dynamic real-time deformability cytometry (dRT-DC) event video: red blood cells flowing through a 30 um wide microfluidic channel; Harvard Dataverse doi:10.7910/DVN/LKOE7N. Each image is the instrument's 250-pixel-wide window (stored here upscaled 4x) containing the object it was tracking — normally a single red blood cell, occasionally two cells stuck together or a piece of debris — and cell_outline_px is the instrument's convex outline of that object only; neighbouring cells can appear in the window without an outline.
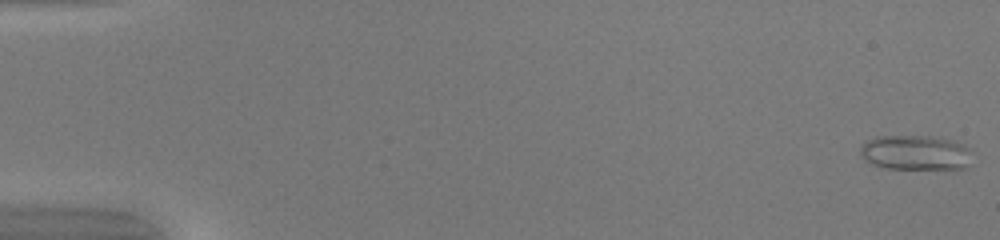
{"species": "common noctule bat (a hibernating species)", "species_latin": "Nyctalus noctula", "temperature_condition": "warm", "stored_images_in_passage": 50, "camera_frame_rate_fps": 3000, "um_per_image_px": 0.085, "animal": {"sex": "female", "body_mass_g": 20.0, "forearm_length_mm": 54.0}, "frame": {"image": 1, "passage_image": 1, "time_ms": 0.0, "image_size_px": [1000, 240], "cell_outline_px": [[972, 152], [964, 168], [884, 168], [872, 164], [860, 156], [860, 148], [864, 140], [876, 136], [940, 136], [964, 144], [972, 148]], "centroid_in_image_um": [77.79, 12.94], "position_along_channel_um": 7.2, "area_um2": 22.89}}
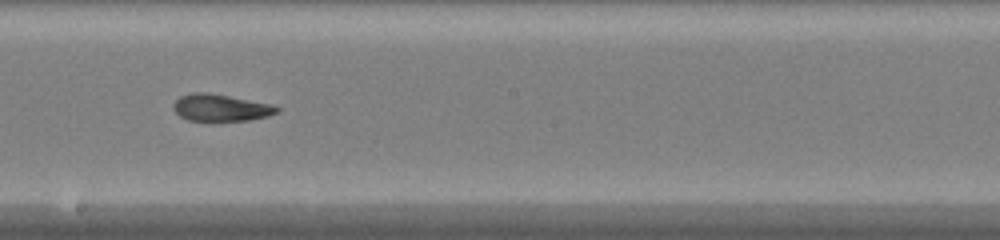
{"frame": {"image": 2, "passage_image": 29, "time_ms": 9.333, "image_size_px": [1000, 240], "cell_outline_px": [[280, 112], [268, 116], [248, 120], [188, 120], [180, 116], [172, 108], [172, 104], [180, 96], [192, 92], [208, 92], [272, 104], [280, 108]], "centroid_in_image_um": [18.76, 9.14], "position_along_channel_um": 229.4, "area_um2": 16.24}}
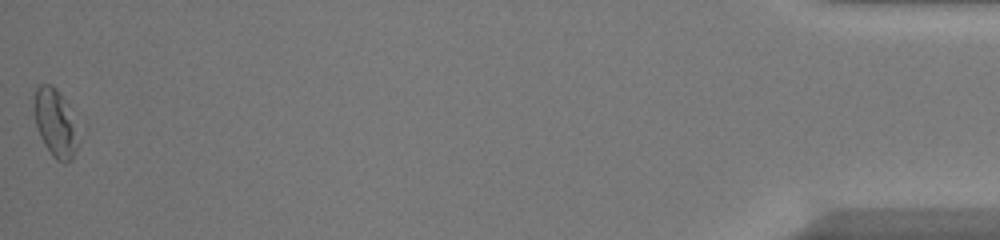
{"frame": {"image": 3, "passage_image": 50, "time_ms": 16.333, "image_size_px": [1000, 240], "cell_outline_px": [[76, 148], [72, 160], [64, 164], [56, 160], [52, 156], [44, 144], [40, 136], [36, 124], [32, 108], [32, 96], [36, 88], [40, 84], [52, 84], [56, 88], [68, 104], [76, 128]], "centroid_in_image_um": [4.64, 10.42], "position_along_channel_um": 430.6, "area_um2": 17.63}, "authors_computed_cell_mechanics": {"area_um2": 16.8198, "velocity_mm_per_s": 4.1961, "shape_relaxation_time_tau1_ms": null, "shape_relaxation_time_tau2_ms": 2.5028, "deformation_change_tau1": null, "deformation_change_tau2": 0.1001}}